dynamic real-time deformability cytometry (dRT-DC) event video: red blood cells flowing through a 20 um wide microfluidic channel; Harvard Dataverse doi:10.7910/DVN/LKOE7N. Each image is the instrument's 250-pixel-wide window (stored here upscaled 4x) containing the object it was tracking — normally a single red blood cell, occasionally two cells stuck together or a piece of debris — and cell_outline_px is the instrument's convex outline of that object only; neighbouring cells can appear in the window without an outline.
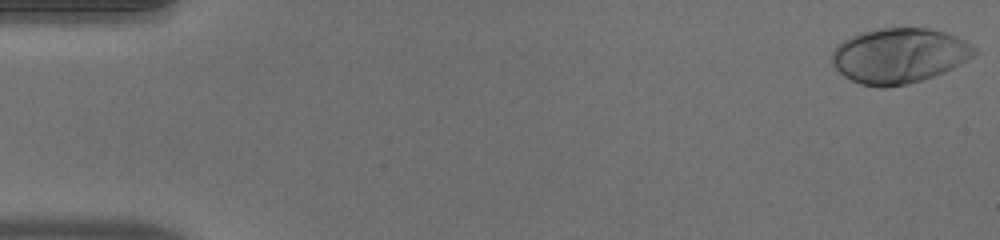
{"species": "human", "species_latin": "Homo sapiens", "temperature_condition": "warm", "stored_images_in_passage": 45, "camera_frame_rate_fps": 3000, "um_per_image_px": 0.085, "donor": {"sex": "male"}, "frame": {"image": 1, "passage_image": 1, "time_ms": 0.0, "image_size_px": [1000, 240], "cell_outline_px": [[980, 52], [960, 64], [944, 72], [908, 84], [888, 88], [876, 88], [860, 84], [844, 76], [832, 64], [832, 52], [836, 44], [860, 32], [876, 28], [928, 28], [944, 32], [956, 36], [980, 48]], "centroid_in_image_um": [76.44, 4.73], "position_along_channel_um": 8.6, "area_um2": 46.18}}
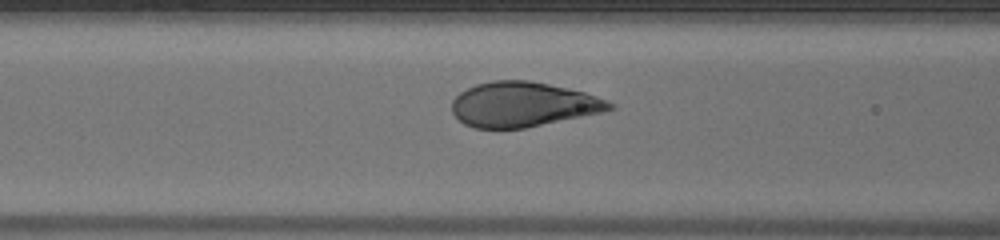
{"frame": {"image": 2, "passage_image": 21, "time_ms": 6.667, "image_size_px": [1000, 240], "cell_outline_px": [[616, 108], [604, 112], [524, 128], [472, 128], [464, 124], [452, 112], [452, 100], [460, 92], [476, 84], [492, 80], [528, 80], [568, 88], [584, 92], [608, 100], [616, 104]], "centroid_in_image_um": [44.47, 8.87], "position_along_channel_um": 122.1, "area_um2": 41.27}}
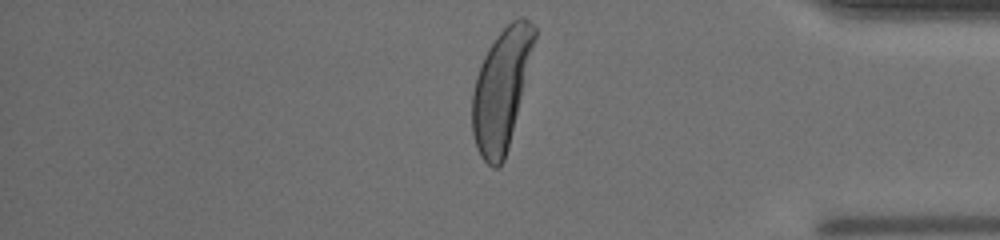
{"frame": {"image": 3, "passage_image": 43, "time_ms": 14.0, "image_size_px": [1000, 240], "cell_outline_px": [[536, 36], [508, 148], [504, 160], [496, 168], [492, 168], [480, 156], [476, 148], [472, 132], [472, 92], [476, 76], [480, 64], [488, 48], [496, 36], [512, 20], [520, 16], [524, 16], [536, 28]], "centroid_in_image_um": [42.58, 7.59], "position_along_channel_um": 392.6, "area_um2": 43.12}, "authors_computed_cell_mechanics": {"area_um2": 43.0032, "velocity_mm_per_s": 4.0164, "shape_relaxation_time_tau1_ms": 2.3944, "shape_relaxation_time_tau2_ms": null, "deformation_change_tau1": 0.1992, "deformation_change_tau2": null}}